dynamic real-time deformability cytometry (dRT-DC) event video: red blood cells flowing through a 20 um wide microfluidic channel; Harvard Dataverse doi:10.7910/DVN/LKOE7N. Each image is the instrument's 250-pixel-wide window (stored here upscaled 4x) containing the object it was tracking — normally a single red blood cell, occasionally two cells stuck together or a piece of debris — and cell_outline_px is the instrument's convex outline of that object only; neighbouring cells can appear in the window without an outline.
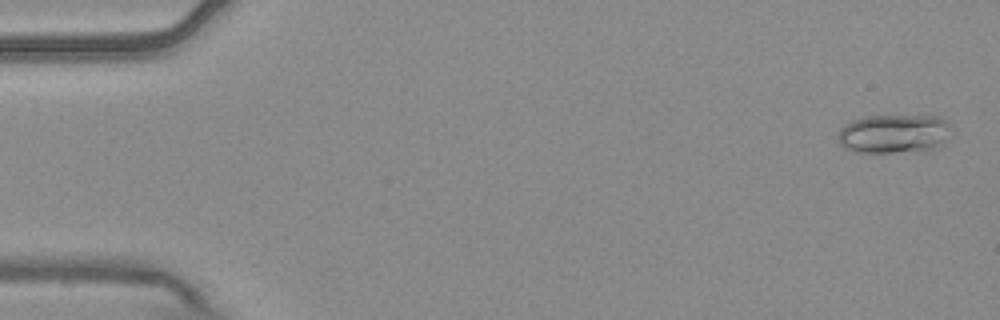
{"species": "common noctule bat (a hibernating species)", "species_latin": "Nyctalus noctula", "temperature_condition": "warm", "stored_images_in_passage": 5, "camera_frame_rate_fps": 3000, "um_per_image_px": 0.085, "animal": {"sex": "male", "body_mass_g": 20.4}, "frame": {"image": 1, "passage_image": 1, "time_ms": 0.0, "image_size_px": [1000, 320], "cell_outline_px": [[948, 124], [940, 148], [928, 152], [860, 152], [848, 148], [840, 144], [840, 128], [844, 124], [852, 120], [864, 116], [940, 116]], "centroid_in_image_um": [75.98, 11.38], "position_along_channel_um": 9.0, "area_um2": 25.43}}